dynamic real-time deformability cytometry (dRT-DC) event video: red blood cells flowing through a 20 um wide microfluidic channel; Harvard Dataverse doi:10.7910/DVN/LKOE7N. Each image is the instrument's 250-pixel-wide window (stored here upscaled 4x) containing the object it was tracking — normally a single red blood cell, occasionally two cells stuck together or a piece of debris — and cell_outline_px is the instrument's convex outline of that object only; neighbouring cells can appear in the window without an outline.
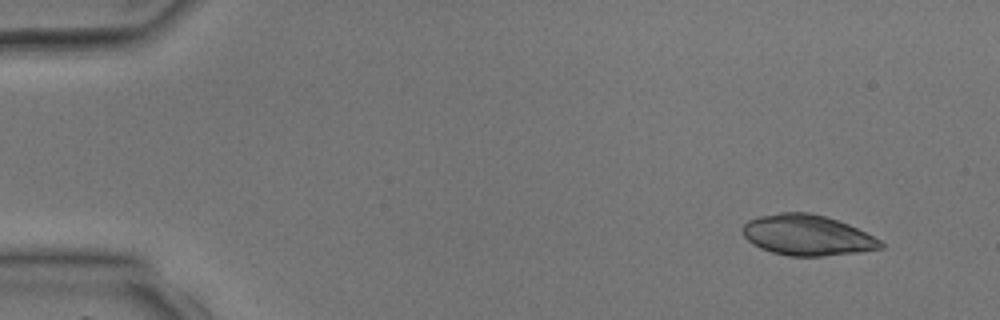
{"species": "common noctule bat (a hibernating species)", "species_latin": "Nyctalus noctula", "temperature_condition": "room temperature", "stored_images_in_passage": 3, "camera_frame_rate_fps": 3000, "um_per_image_px": 0.085, "animal": {"sex": "male", "body_mass_g": 17.9, "forearm_length_mm": 54.2}, "frame": {"image": 1, "passage_image": 1, "time_ms": 0.0, "image_size_px": [1000, 320], "cell_outline_px": [[884, 248], [856, 252], [824, 256], [788, 256], [772, 252], [760, 248], [752, 244], [744, 236], [740, 228], [748, 220], [760, 216], [780, 212], [808, 212], [824, 216], [848, 224], [880, 240], [884, 244]], "centroid_in_image_um": [68.57, 19.99], "position_along_channel_um": 16.4, "area_um2": 32.54}}
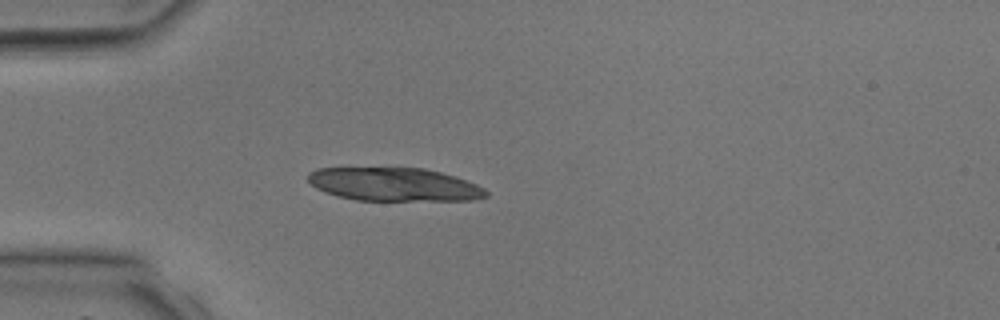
{"frame": {"image": 2, "passage_image": 3, "time_ms": 2.667, "image_size_px": [1000, 320], "cell_outline_px": [[488, 196], [472, 200], [356, 200], [336, 196], [324, 192], [316, 188], [308, 180], [308, 172], [316, 168], [424, 168], [456, 176], [476, 184], [484, 188], [488, 192]], "centroid_in_image_um": [33.49, 15.67], "position_along_channel_um": 51.5, "area_um2": 34.62}}